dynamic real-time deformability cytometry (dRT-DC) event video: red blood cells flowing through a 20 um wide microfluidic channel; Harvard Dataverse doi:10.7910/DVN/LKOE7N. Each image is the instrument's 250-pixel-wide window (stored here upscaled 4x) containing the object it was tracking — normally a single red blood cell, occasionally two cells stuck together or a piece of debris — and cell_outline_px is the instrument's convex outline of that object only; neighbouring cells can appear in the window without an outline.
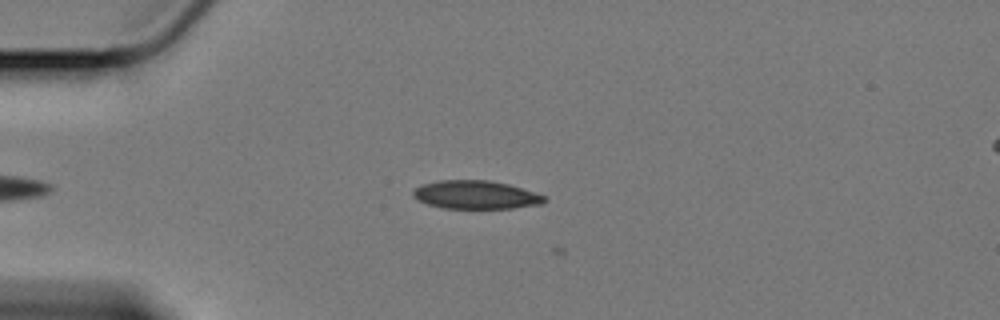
{"species": "Egyptian fruit bat (a non-hibernating species)", "species_latin": "Rousettus aegyptiacus", "temperature_condition": "cold", "stored_images_in_passage": 6, "camera_frame_rate_fps": 3000, "um_per_image_px": 0.085, "animal": {"sex": "female"}, "frame": {"image": 1, "passage_image": 5, "time_ms": 1.333, "image_size_px": [1000, 320], "cell_outline_px": [[548, 200], [544, 204], [512, 208], [444, 208], [428, 204], [412, 196], [412, 188], [420, 184], [440, 180], [488, 180], [508, 184], [536, 192], [548, 196]], "centroid_in_image_um": [40.47, 16.55], "position_along_channel_um": 44.5, "area_um2": 21.96}}